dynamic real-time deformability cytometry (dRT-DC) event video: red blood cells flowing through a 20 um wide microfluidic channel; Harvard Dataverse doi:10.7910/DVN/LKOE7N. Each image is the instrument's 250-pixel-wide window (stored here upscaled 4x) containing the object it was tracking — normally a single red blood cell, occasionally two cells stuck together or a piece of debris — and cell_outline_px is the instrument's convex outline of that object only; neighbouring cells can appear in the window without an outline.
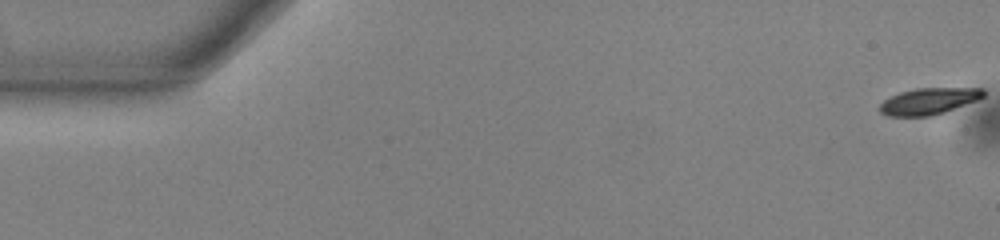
{"species": "common noctule bat (a hibernating species)", "species_latin": "Nyctalus noctula", "temperature_condition": "warm", "stored_images_in_passage": 55, "camera_frame_rate_fps": 3000, "um_per_image_px": 0.085, "animal": {"sex": "male", "body_mass_g": 13.0, "forearm_length_mm": 53.1}, "frame": {"image": 1, "passage_image": 1, "time_ms": 0.0, "image_size_px": [1000, 240], "cell_outline_px": [[984, 96], [976, 100], [944, 112], [932, 116], [888, 116], [880, 112], [880, 104], [884, 100], [900, 92], [916, 88], [984, 88]], "centroid_in_image_um": [78.93, 8.6], "position_along_channel_um": 6.1, "area_um2": 15.84}}
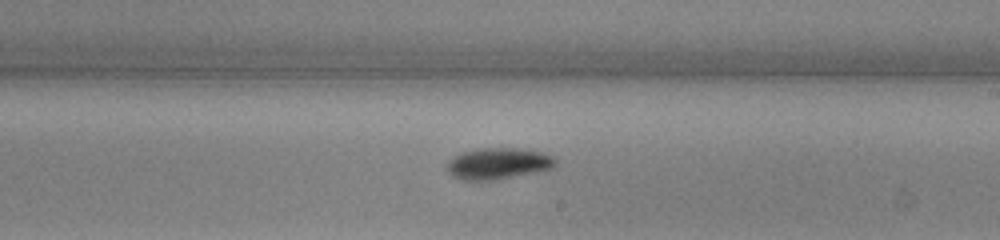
{"frame": {"image": 2, "passage_image": 32, "time_ms": 10.333, "image_size_px": [1000, 240], "cell_outline_px": [[556, 164], [552, 168], [536, 172], [496, 180], [464, 180], [452, 176], [448, 172], [448, 160], [464, 152], [476, 148], [516, 148], [544, 152], [552, 156], [556, 160]], "centroid_in_image_um": [42.36, 13.9], "position_along_channel_um": 246.6, "area_um2": 19.77}}
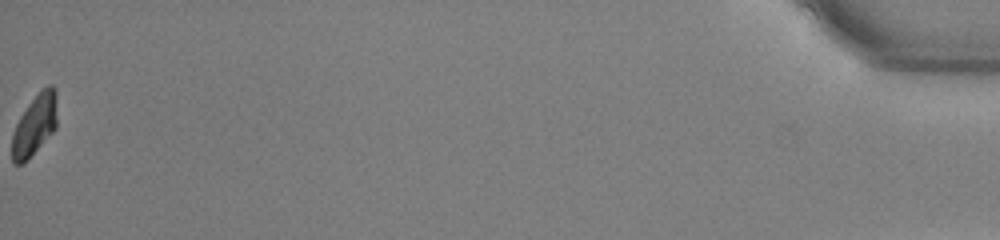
{"frame": {"image": 3, "passage_image": 55, "time_ms": 18.0, "image_size_px": [1000, 240], "cell_outline_px": [[56, 128], [20, 164], [12, 164], [12, 132], [20, 116], [28, 104], [48, 84], [52, 84], [56, 88]], "centroid_in_image_um": [2.94, 10.57], "position_along_channel_um": 432.3, "area_um2": 15.43}, "authors_computed_cell_mechanics": {"area_um2": 17.5712, "velocity_mm_per_s": 3.8104, "shape_relaxation_time_tau1_ms": 2.3691, "shape_relaxation_time_tau2_ms": null, "deformation_change_tau1": 0.1028, "deformation_change_tau2": null}}